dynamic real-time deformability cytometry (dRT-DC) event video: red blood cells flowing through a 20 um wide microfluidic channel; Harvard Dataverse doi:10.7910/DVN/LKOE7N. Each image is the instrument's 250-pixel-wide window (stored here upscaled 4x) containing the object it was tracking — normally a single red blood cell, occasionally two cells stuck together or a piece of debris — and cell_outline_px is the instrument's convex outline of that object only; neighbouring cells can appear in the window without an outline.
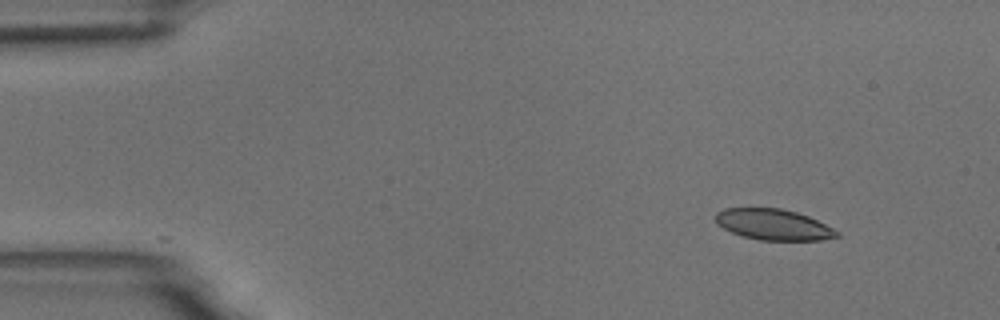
{"species": "common noctule bat (a hibernating species)", "species_latin": "Nyctalus noctula", "temperature_condition": "room temperature", "stored_images_in_passage": 4, "camera_frame_rate_fps": 3000, "um_per_image_px": 0.085, "animal": {"sex": "male", "body_mass_g": 18.8}, "frame": {"image": 1, "passage_image": 1, "time_ms": 0.0, "image_size_px": [1000, 320], "cell_outline_px": [[840, 236], [820, 240], [760, 240], [744, 236], [732, 232], [716, 224], [716, 212], [724, 208], [780, 208], [796, 212], [808, 216], [840, 232]], "centroid_in_image_um": [65.73, 19.08], "position_along_channel_um": 19.3, "area_um2": 21.68}}
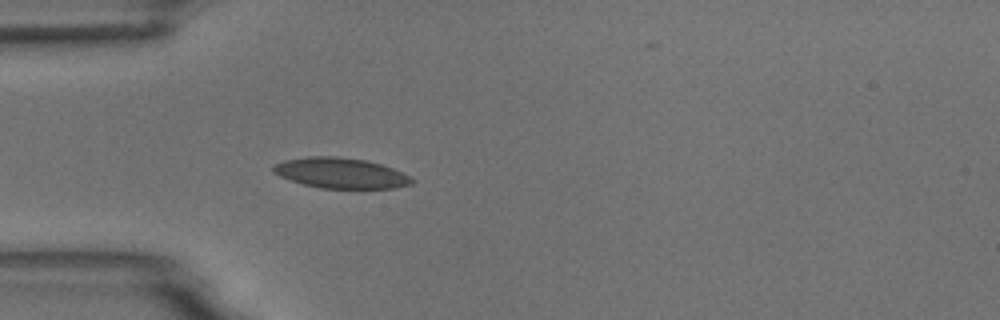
{"frame": {"image": 2, "passage_image": 4, "time_ms": 3.333, "image_size_px": [1000, 320], "cell_outline_px": [[416, 180], [412, 184], [392, 188], [320, 188], [304, 184], [280, 176], [272, 172], [272, 164], [284, 160], [308, 156], [340, 156], [364, 160], [380, 164], [392, 168]], "centroid_in_image_um": [28.92, 14.7], "position_along_channel_um": 56.1, "area_um2": 24.51}}